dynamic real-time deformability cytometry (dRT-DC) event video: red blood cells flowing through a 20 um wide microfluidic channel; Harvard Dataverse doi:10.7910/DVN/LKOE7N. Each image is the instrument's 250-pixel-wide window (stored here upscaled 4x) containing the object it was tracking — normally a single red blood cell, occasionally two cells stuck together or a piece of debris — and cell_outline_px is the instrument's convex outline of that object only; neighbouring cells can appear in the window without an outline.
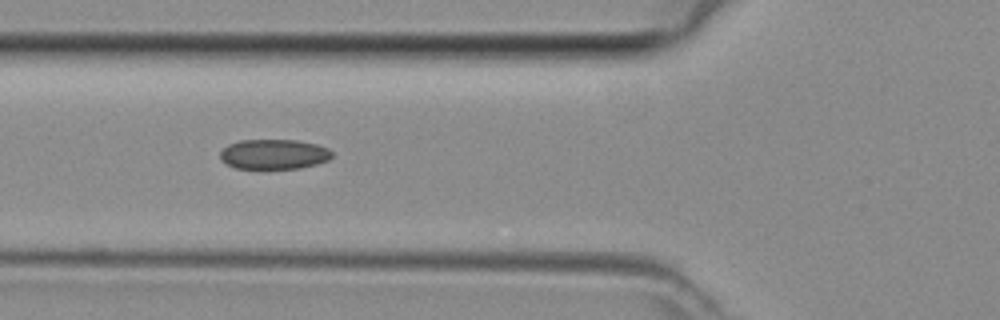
{"species": "common noctule bat (a hibernating species)", "species_latin": "Nyctalus noctula", "temperature_condition": "room temperature", "stored_images_in_passage": 41, "camera_frame_rate_fps": 3000, "um_per_image_px": 0.085, "animal": {"sex": "female", "body_mass_g": 29.2, "forearm_length_mm": 56.3}, "frame": {"image": 1, "passage_image": 13, "time_ms": 4.0, "image_size_px": [1000, 320], "cell_outline_px": [[328, 156], [320, 160], [308, 164], [284, 168], [244, 168], [232, 164], [224, 160], [224, 152], [228, 148], [236, 144], [304, 144], [328, 152]], "centroid_in_image_um": [23.18, 13.21], "position_along_channel_um": 102.6, "area_um2": 15.09}}
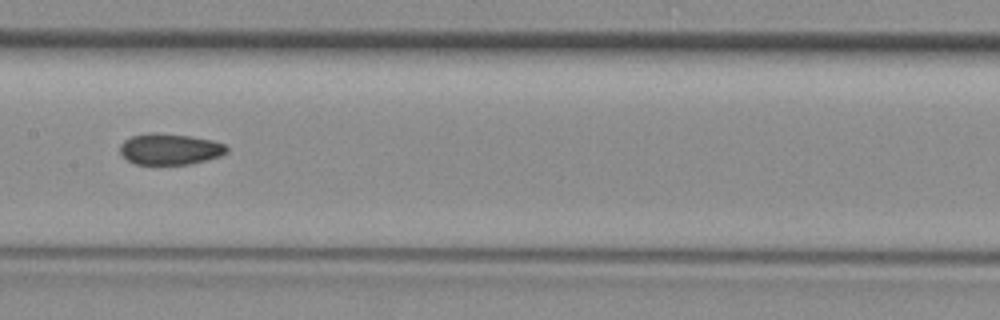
{"frame": {"image": 2, "passage_image": 19, "time_ms": 6.0, "image_size_px": [1000, 320], "cell_outline_px": [[224, 148], [220, 152], [208, 156], [192, 160], [172, 164], [148, 164], [132, 160], [124, 152], [124, 148], [132, 140], [144, 136], [172, 136], [196, 140], [216, 144]], "centroid_in_image_um": [14.34, 12.73], "position_along_channel_um": 193.1, "area_um2": 14.85}}
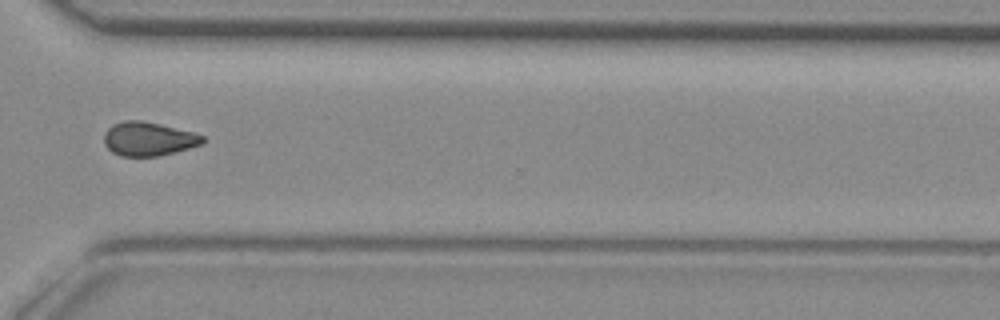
{"frame": {"image": 3, "passage_image": 30, "time_ms": 9.667, "image_size_px": [1000, 320], "cell_outline_px": [[204, 140], [196, 144], [148, 156], [132, 156], [116, 152], [108, 144], [108, 132], [112, 128], [120, 124], [152, 124], [200, 136]], "centroid_in_image_um": [12.61, 11.85], "position_along_channel_um": 358.0, "area_um2": 15.84}}